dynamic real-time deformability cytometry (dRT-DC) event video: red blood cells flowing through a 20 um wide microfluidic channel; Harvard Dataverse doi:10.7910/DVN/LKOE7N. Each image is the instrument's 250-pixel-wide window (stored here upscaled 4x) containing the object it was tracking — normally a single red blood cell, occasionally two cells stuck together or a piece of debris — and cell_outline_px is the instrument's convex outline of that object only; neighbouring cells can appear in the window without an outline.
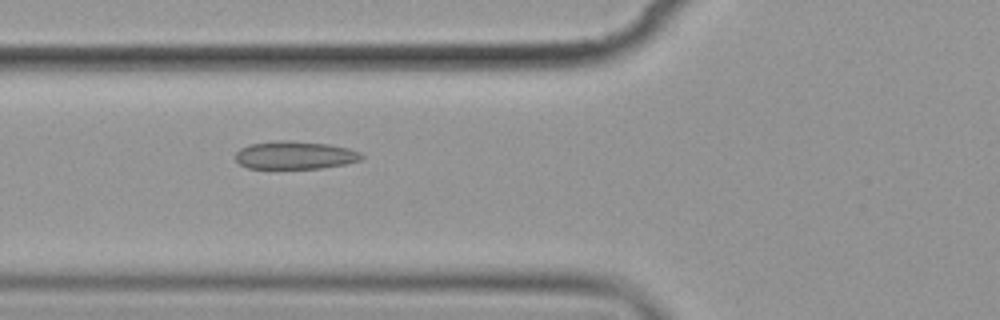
{"species": "common noctule bat (a hibernating species)", "species_latin": "Nyctalus noctula", "temperature_condition": "cold", "stored_images_in_passage": 7, "camera_frame_rate_fps": 3000, "um_per_image_px": 0.085, "animal": {"sex": "female", "body_mass_g": 19.9}, "frame": {"image": 1, "passage_image": 6, "time_ms": 6.667, "image_size_px": [1000, 320], "cell_outline_px": [[364, 156], [360, 160], [344, 164], [324, 168], [248, 168], [240, 164], [236, 160], [236, 152], [240, 148], [248, 144], [276, 140], [292, 140], [328, 144], [348, 148], [360, 152]], "centroid_in_image_um": [25.06, 13.18], "position_along_channel_um": 100.7, "area_um2": 20.63}}
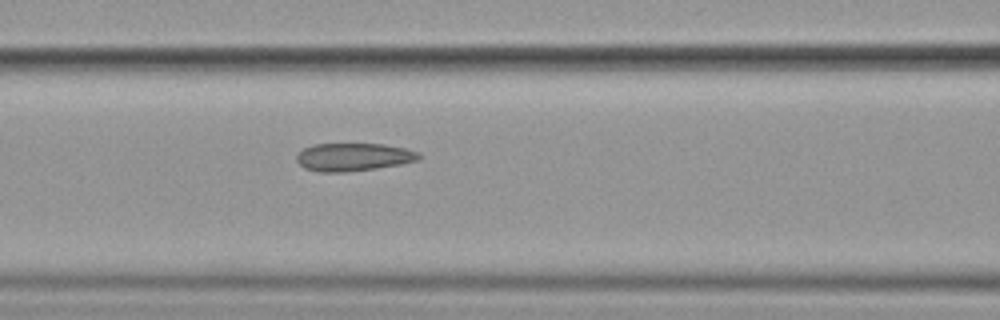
{"frame": {"image": 2, "passage_image": 7, "time_ms": 7.667, "image_size_px": [1000, 320], "cell_outline_px": [[420, 160], [400, 164], [376, 168], [348, 172], [320, 172], [304, 168], [296, 160], [296, 156], [304, 148], [312, 144], [384, 144], [404, 148], [420, 152]], "centroid_in_image_um": [30.05, 13.35], "position_along_channel_um": 136.6, "area_um2": 19.94}}